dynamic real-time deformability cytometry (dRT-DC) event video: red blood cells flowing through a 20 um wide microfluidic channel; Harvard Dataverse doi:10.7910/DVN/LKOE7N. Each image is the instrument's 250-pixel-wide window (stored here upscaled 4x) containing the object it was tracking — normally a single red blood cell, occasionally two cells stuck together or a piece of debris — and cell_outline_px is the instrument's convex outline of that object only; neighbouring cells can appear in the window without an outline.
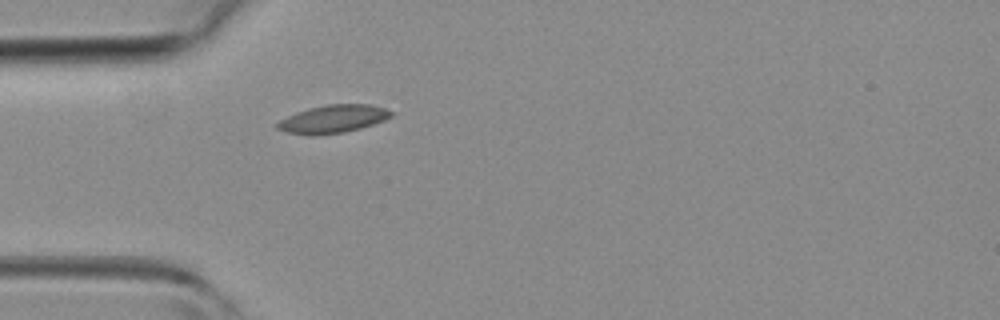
{"species": "common noctule bat (a hibernating species)", "species_latin": "Nyctalus noctula", "temperature_condition": "room temperature", "stored_images_in_passage": 3, "camera_frame_rate_fps": 3000, "um_per_image_px": 0.085, "animal": {"sex": "female", "body_mass_g": 19.3, "forearm_length_mm": 54.1}, "frame": {"image": 1, "passage_image": 1, "time_ms": 0.0, "image_size_px": [1000, 320], "cell_outline_px": [[392, 116], [384, 120], [360, 128], [344, 132], [312, 136], [308, 136], [288, 132], [276, 128], [276, 124], [280, 120], [296, 112], [308, 108], [328, 104], [368, 104], [384, 108], [392, 112]], "centroid_in_image_um": [28.28, 10.12], "position_along_channel_um": 56.7, "area_um2": 18.44}}